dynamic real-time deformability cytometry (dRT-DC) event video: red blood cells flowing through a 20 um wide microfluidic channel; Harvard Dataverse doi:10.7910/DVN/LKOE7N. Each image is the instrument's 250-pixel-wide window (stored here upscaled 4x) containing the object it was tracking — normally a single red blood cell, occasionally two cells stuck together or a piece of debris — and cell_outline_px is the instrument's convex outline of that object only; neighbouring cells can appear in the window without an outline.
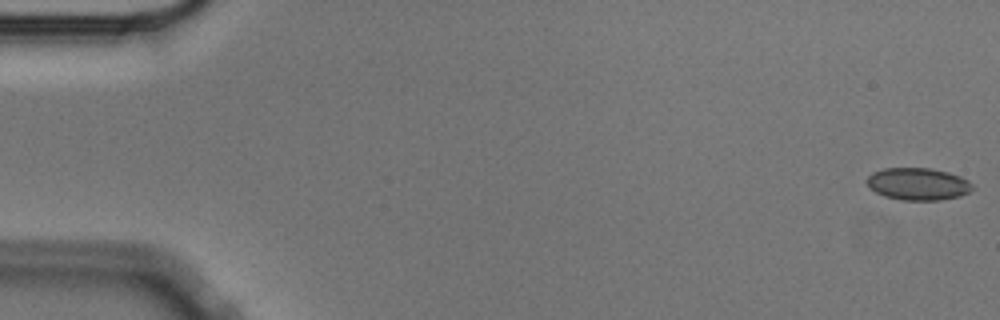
{"species": "Egyptian fruit bat (a non-hibernating species)", "species_latin": "Rousettus aegyptiacus", "temperature_condition": "cold", "stored_images_in_passage": 57, "camera_frame_rate_fps": 3000, "um_per_image_px": 0.085, "animal": {"sex": "male"}, "frame": {"image": 1, "passage_image": 1, "time_ms": 0.0, "image_size_px": [1000, 320], "cell_outline_px": [[976, 188], [960, 196], [940, 200], [904, 200], [884, 196], [876, 192], [868, 184], [868, 176], [872, 172], [884, 168], [932, 168], [948, 172], [960, 176], [968, 180]], "centroid_in_image_um": [78.07, 15.63], "position_along_channel_um": 6.9, "area_um2": 19.83}}
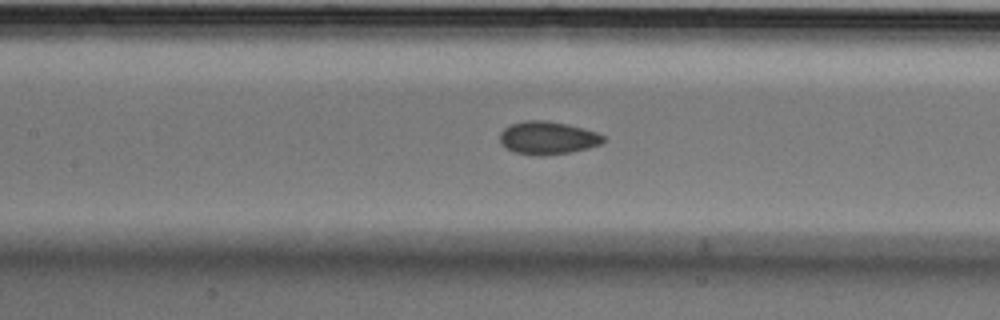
{"frame": {"image": 2, "passage_image": 26, "time_ms": 8.333, "image_size_px": [1000, 320], "cell_outline_px": [[604, 140], [600, 144], [588, 148], [568, 152], [540, 156], [536, 156], [516, 152], [500, 144], [500, 132], [504, 128], [512, 124], [524, 120], [544, 120], [568, 124], [584, 128], [596, 132], [604, 136]], "centroid_in_image_um": [46.54, 11.71], "position_along_channel_um": 160.9, "area_um2": 19.77}}
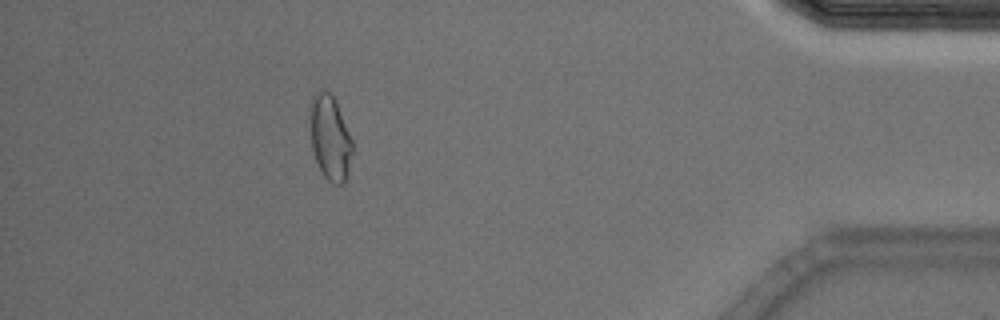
{"frame": {"image": 3, "passage_image": 51, "time_ms": 16.667, "image_size_px": [1000, 320], "cell_outline_px": [[352, 152], [344, 184], [332, 184], [320, 172], [312, 148], [312, 96], [316, 92], [324, 88], [332, 96], [336, 104], [352, 140]], "centroid_in_image_um": [28.06, 11.76], "position_along_channel_um": 407.1, "area_um2": 20.11}, "authors_computed_cell_mechanics": {"area_um2": 19.8832, "velocity_mm_per_s": 3.5358, "shape_relaxation_time_tau1_ms": null, "shape_relaxation_time_tau2_ms": 2.1026, "deformation_change_tau1": null, "deformation_change_tau2": 0.0555}}